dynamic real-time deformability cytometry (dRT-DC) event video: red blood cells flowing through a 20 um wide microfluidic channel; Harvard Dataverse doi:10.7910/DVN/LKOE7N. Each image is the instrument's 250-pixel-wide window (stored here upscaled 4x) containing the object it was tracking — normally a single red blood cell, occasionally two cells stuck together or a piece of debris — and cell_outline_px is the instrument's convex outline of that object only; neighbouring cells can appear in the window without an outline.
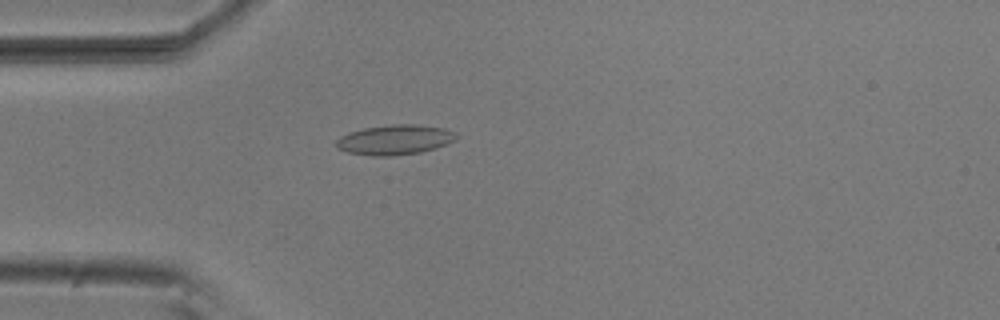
{"species": "common noctule bat (a hibernating species)", "species_latin": "Nyctalus noctula", "temperature_condition": "room temperature", "stored_images_in_passage": 48, "camera_frame_rate_fps": 3000, "um_per_image_px": 0.085, "animal": {"sex": "male", "body_mass_g": 20.5, "forearm_length_mm": 52.5}, "frame": {"image": 1, "passage_image": 10, "time_ms": 3.0, "image_size_px": [1000, 320], "cell_outline_px": [[460, 136], [456, 140], [436, 148], [420, 152], [392, 156], [372, 156], [348, 152], [336, 148], [332, 144], [340, 136], [348, 132], [364, 128], [392, 124], [416, 124], [444, 128], [456, 132]], "centroid_in_image_um": [33.55, 11.88], "position_along_channel_um": 51.5, "area_um2": 21.27}}
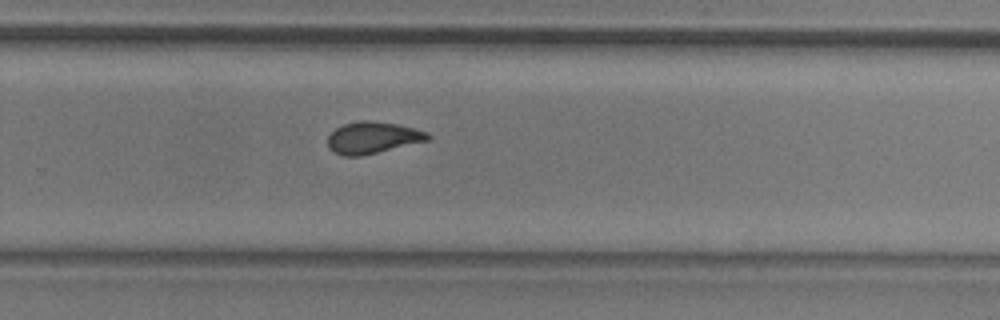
{"frame": {"image": 2, "passage_image": 30, "time_ms": 9.667, "image_size_px": [1000, 320], "cell_outline_px": [[432, 140], [360, 156], [344, 156], [332, 152], [328, 148], [328, 136], [336, 128], [344, 124], [360, 120], [368, 120], [396, 124], [428, 132], [432, 136]], "centroid_in_image_um": [31.69, 11.71], "position_along_channel_um": 298.1, "area_um2": 18.61}}
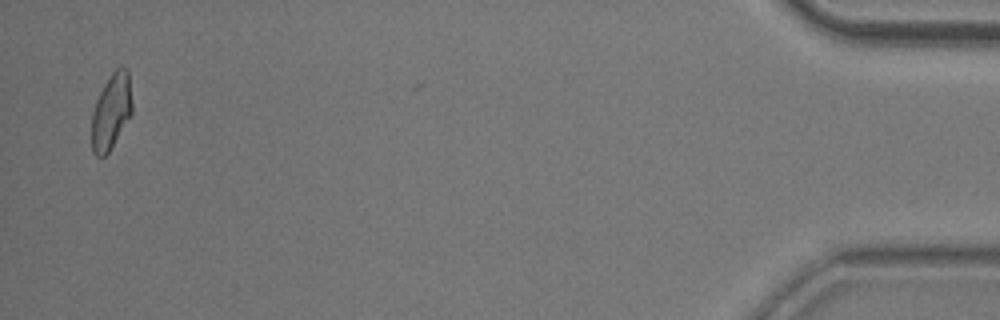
{"frame": {"image": 3, "passage_image": 47, "time_ms": 15.333, "image_size_px": [1000, 320], "cell_outline_px": [[132, 112], [108, 152], [104, 156], [96, 156], [92, 152], [92, 112], [96, 100], [104, 84], [112, 72], [120, 64], [128, 68], [132, 104]], "centroid_in_image_um": [9.45, 9.41], "position_along_channel_um": 425.7, "area_um2": 17.69}, "authors_computed_cell_mechanics": {"area_um2": 18.6116, "velocity_mm_per_s": 3.8152, "shape_relaxation_time_tau1_ms": 6.8454, "shape_relaxation_time_tau2_ms": 1.3834, "deformation_change_tau1": 0.139, "deformation_change_tau2": 0.0523}}